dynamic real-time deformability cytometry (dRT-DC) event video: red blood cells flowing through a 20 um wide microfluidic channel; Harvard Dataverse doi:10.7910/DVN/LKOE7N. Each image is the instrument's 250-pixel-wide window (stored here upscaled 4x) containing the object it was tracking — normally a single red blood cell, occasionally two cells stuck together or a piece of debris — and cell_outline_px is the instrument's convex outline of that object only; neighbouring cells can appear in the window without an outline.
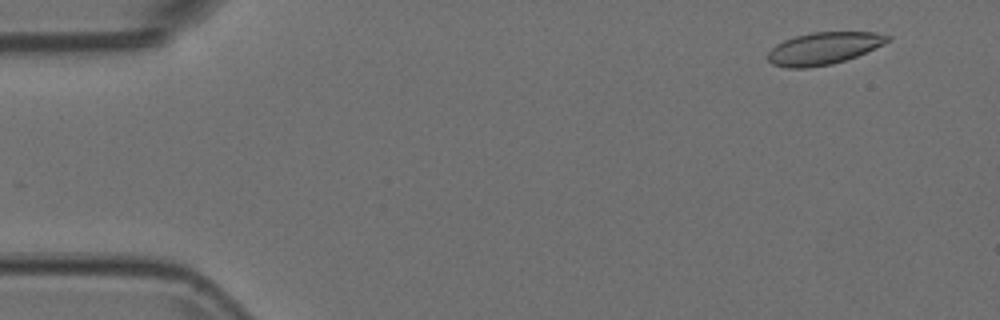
{"species": "Egyptian fruit bat (a non-hibernating species)", "species_latin": "Rousettus aegyptiacus", "temperature_condition": "room temperature", "stored_images_in_passage": 54, "camera_frame_rate_fps": 3000, "um_per_image_px": 0.085, "animal": {"sex": "female"}, "frame": {"image": 1, "passage_image": 4, "time_ms": 1.0, "image_size_px": [1000, 320], "cell_outline_px": [[892, 40], [884, 44], [856, 56], [832, 64], [808, 68], [788, 68], [772, 64], [768, 60], [768, 52], [776, 44], [784, 40], [796, 36], [812, 32], [876, 32], [892, 36]], "centroid_in_image_um": [70.03, 4.11], "position_along_channel_um": 15.0, "area_um2": 22.48}}
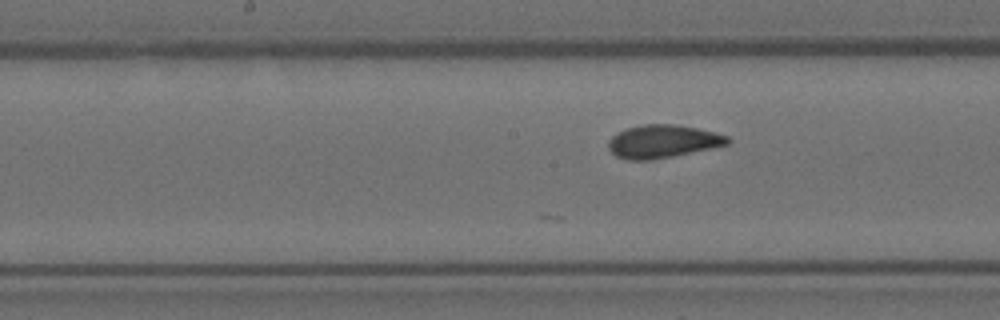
{"frame": {"image": 2, "passage_image": 27, "time_ms": 8.667, "image_size_px": [1000, 320], "cell_outline_px": [[732, 140], [728, 144], [672, 156], [648, 160], [628, 160], [616, 156], [608, 148], [608, 140], [612, 136], [628, 128], [644, 124], [676, 124], [696, 128], [728, 136]], "centroid_in_image_um": [56.31, 12.02], "position_along_channel_um": 191.9, "area_um2": 22.6}}
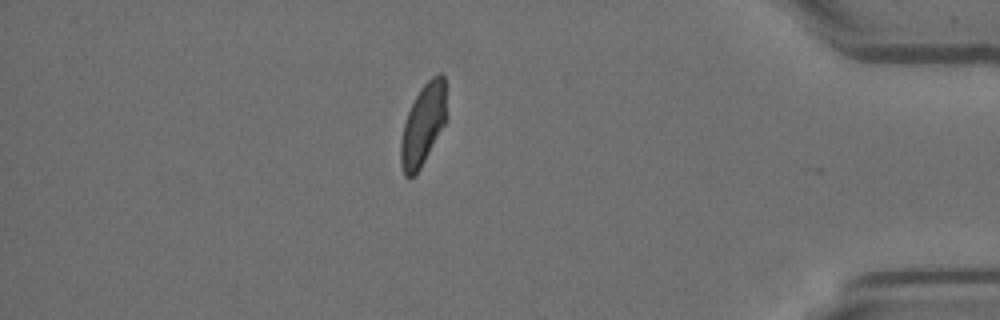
{"frame": {"image": 3, "passage_image": 47, "time_ms": 15.333, "image_size_px": [1000, 320], "cell_outline_px": [[444, 124], [416, 176], [404, 176], [400, 164], [400, 140], [404, 124], [408, 112], [420, 88], [432, 76], [440, 72], [444, 76]], "centroid_in_image_um": [35.91, 10.64], "position_along_channel_um": 399.3, "area_um2": 21.1}}